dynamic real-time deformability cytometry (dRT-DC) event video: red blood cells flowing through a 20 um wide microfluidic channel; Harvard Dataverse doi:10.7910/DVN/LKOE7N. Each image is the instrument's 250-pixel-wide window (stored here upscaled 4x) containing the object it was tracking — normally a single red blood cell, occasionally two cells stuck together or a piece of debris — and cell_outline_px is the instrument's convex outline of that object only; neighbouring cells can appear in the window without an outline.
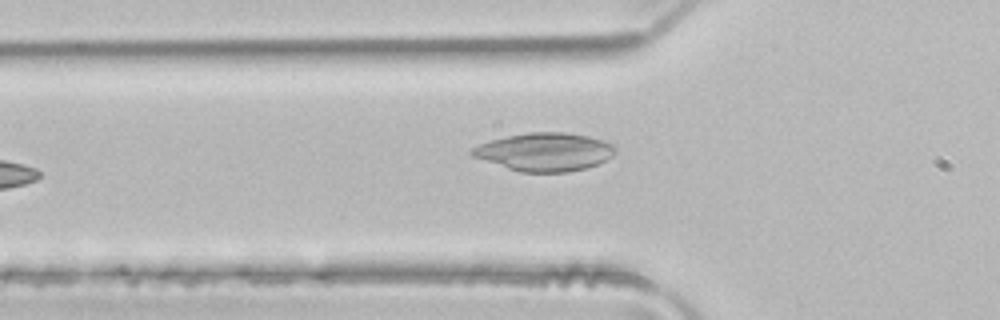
{"species": "common noctule bat (a hibernating species)", "species_latin": "Nyctalus noctula", "temperature_condition": "room temperature", "stored_images_in_passage": 5, "camera_frame_rate_fps": 3000, "um_per_image_px": 0.085, "animal": {"sex": "male", "body_mass_g": 21.5, "forearm_length_mm": 52.0}, "frame": {"image": 1, "passage_image": 5, "time_ms": 1.333, "image_size_px": [1000, 320], "cell_outline_px": [[616, 152], [612, 156], [588, 168], [568, 172], [520, 172], [472, 156], [468, 152], [472, 148], [480, 144], [492, 140], [508, 136], [528, 132], [564, 132], [588, 136], [604, 140], [612, 144], [616, 148]], "centroid_in_image_um": [46.32, 12.91], "position_along_channel_um": 79.5, "area_um2": 31.73}}